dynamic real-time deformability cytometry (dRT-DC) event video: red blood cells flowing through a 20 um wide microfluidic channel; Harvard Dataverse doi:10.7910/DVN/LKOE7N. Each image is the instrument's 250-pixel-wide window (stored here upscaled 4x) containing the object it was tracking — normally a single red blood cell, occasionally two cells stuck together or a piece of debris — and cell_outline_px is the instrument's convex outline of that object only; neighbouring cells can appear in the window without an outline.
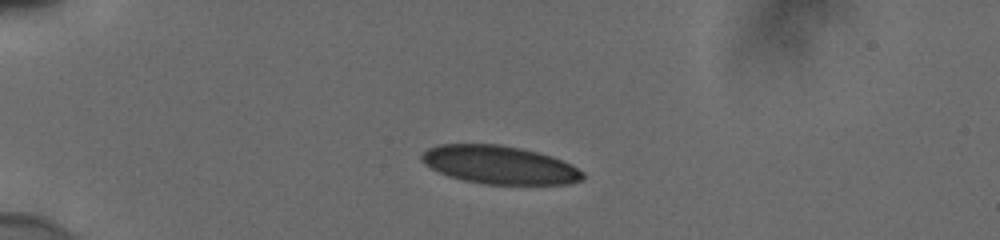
{"species": "human", "species_latin": "Homo sapiens", "temperature_condition": "cold", "stored_images_in_passage": 41, "camera_frame_rate_fps": 3000, "um_per_image_px": 0.085, "donor": {"sex": "male"}, "frame": {"image": 1, "passage_image": 1, "time_ms": 0.0, "image_size_px": [1000, 240], "cell_outline_px": [[584, 180], [568, 184], [480, 184], [448, 176], [424, 164], [420, 160], [420, 156], [428, 148], [440, 144], [500, 144], [520, 148], [552, 156], [572, 164], [584, 172]], "centroid_in_image_um": [42.47, 14.02], "position_along_channel_um": 42.5, "area_um2": 36.01}}
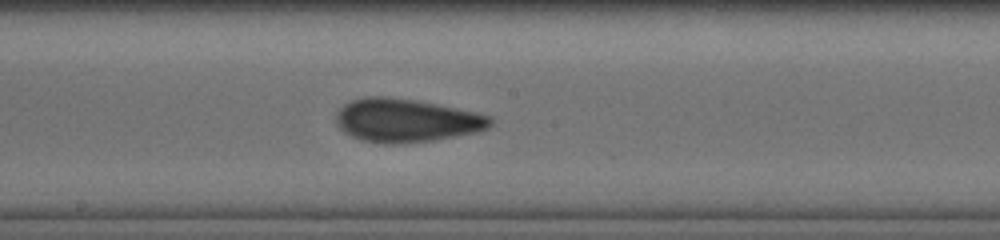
{"frame": {"image": 2, "passage_image": 18, "time_ms": 5.667, "image_size_px": [1000, 240], "cell_outline_px": [[492, 124], [488, 128], [480, 132], [432, 140], [392, 144], [384, 144], [360, 140], [344, 132], [336, 124], [336, 112], [344, 104], [352, 100], [364, 96], [388, 96], [416, 100], [476, 112], [492, 116]], "centroid_in_image_um": [34.52, 10.23], "position_along_channel_um": 213.7, "area_um2": 39.19}}
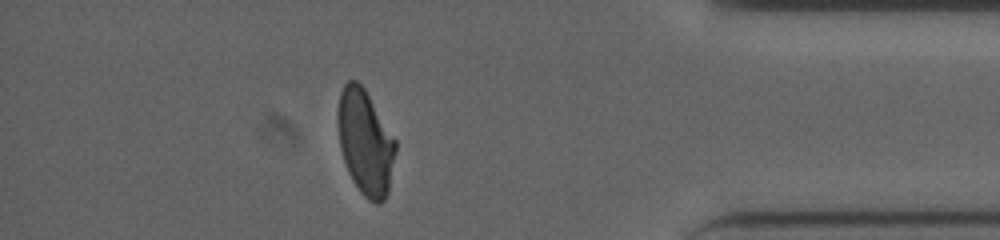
{"frame": {"image": 3, "passage_image": 35, "time_ms": 11.333, "image_size_px": [1000, 240], "cell_outline_px": [[396, 152], [388, 192], [384, 200], [380, 204], [376, 204], [368, 200], [360, 192], [352, 180], [348, 172], [340, 148], [336, 120], [336, 112], [340, 92], [344, 84], [348, 80], [356, 80], [364, 88], [396, 140]], "centroid_in_image_um": [31.03, 12.1], "position_along_channel_um": 404.2, "area_um2": 35.6}, "authors_computed_cell_mechanics": {"area_um2": 37.3388, "velocity_mm_per_s": 3.8712, "shape_relaxation_time_tau1_ms": 7.1574, "shape_relaxation_time_tau2_ms": 1.4815, "deformation_change_tau1": 0.1726, "deformation_change_tau2": 0.069}}